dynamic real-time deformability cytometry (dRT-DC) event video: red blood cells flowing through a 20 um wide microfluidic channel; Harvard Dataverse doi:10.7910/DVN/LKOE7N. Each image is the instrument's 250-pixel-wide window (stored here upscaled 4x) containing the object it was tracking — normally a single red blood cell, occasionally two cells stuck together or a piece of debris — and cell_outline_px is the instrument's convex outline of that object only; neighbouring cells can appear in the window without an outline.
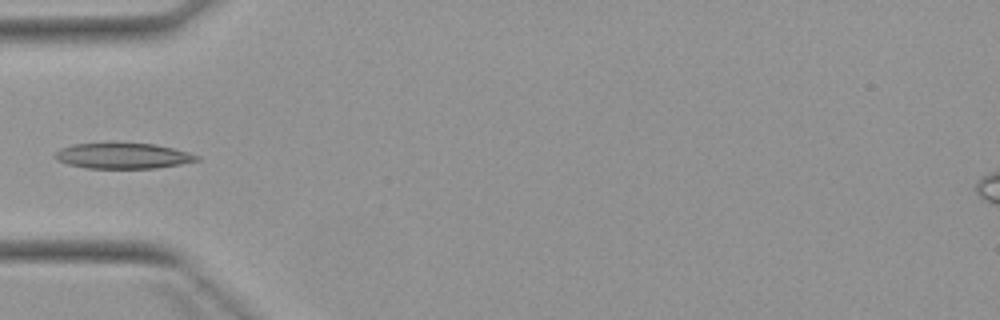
{"species": "Egyptian fruit bat (a non-hibernating species)", "species_latin": "Rousettus aegyptiacus", "temperature_condition": "warm", "stored_images_in_passage": 6, "camera_frame_rate_fps": 3000, "um_per_image_px": 0.085, "animal": {"sex": "female"}, "frame": {"image": 1, "passage_image": 5, "time_ms": 5.0, "image_size_px": [1000, 320], "cell_outline_px": [[200, 160], [180, 164], [156, 168], [84, 168], [68, 164], [56, 160], [52, 156], [60, 148], [72, 144], [156, 144], [188, 152], [200, 156]], "centroid_in_image_um": [10.43, 13.26], "position_along_channel_um": 74.6, "area_um2": 20.98}}
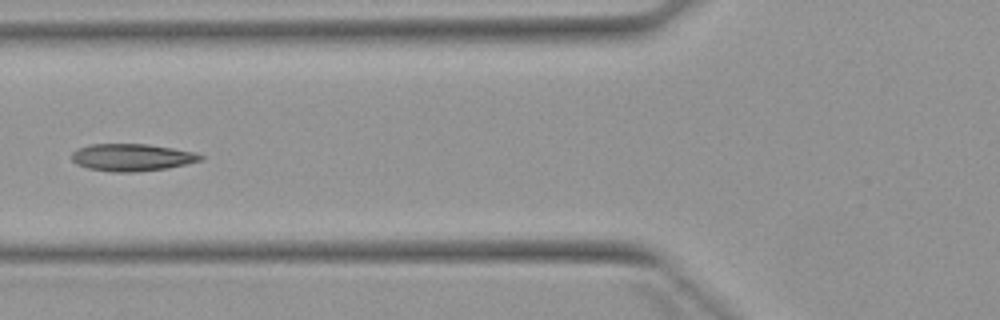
{"frame": {"image": 2, "passage_image": 6, "time_ms": 6.0, "image_size_px": [1000, 320], "cell_outline_px": [[204, 160], [168, 168], [136, 172], [112, 172], [88, 168], [76, 164], [72, 160], [72, 152], [76, 148], [88, 144], [148, 144], [172, 148], [192, 152], [204, 156]], "centroid_in_image_um": [11.19, 13.38], "position_along_channel_um": 114.6, "area_um2": 20.58}}